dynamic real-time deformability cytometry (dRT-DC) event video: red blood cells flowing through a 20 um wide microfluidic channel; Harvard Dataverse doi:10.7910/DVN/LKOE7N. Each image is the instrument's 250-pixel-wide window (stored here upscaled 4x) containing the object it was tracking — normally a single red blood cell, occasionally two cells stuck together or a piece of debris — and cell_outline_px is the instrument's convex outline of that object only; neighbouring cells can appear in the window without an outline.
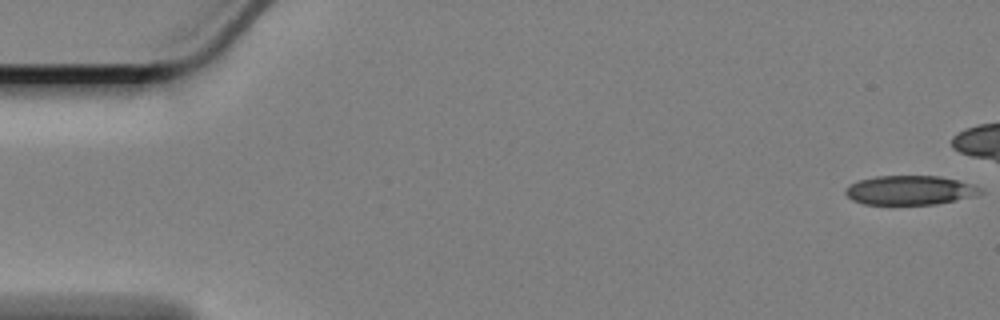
{"species": "Egyptian fruit bat (a non-hibernating species)", "species_latin": "Rousettus aegyptiacus", "temperature_condition": "cold", "stored_images_in_passage": 47, "camera_frame_rate_fps": 3000, "um_per_image_px": 0.085, "animal": {"sex": "female"}, "frame": {"image": 1, "passage_image": 1, "time_ms": 0.0, "image_size_px": [1000, 320], "cell_outline_px": [[984, 192], [976, 196], [936, 204], [864, 204], [852, 200], [844, 192], [844, 188], [848, 184], [860, 180], [876, 176], [940, 176], [972, 184], [984, 188]], "centroid_in_image_um": [77.36, 16.17], "position_along_channel_um": 7.6, "area_um2": 23.12}}
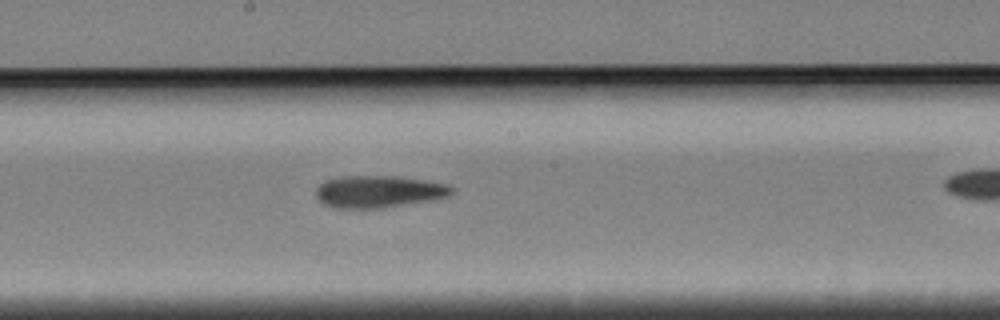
{"frame": {"image": 2, "passage_image": 31, "time_ms": 10.0, "image_size_px": [1000, 320], "cell_outline_px": [[456, 188], [448, 196], [432, 200], [380, 208], [336, 208], [324, 204], [316, 196], [316, 188], [324, 180], [340, 176], [396, 176], [424, 180], [448, 184]], "centroid_in_image_um": [32.19, 16.28], "position_along_channel_um": 216.0, "area_um2": 25.43}}
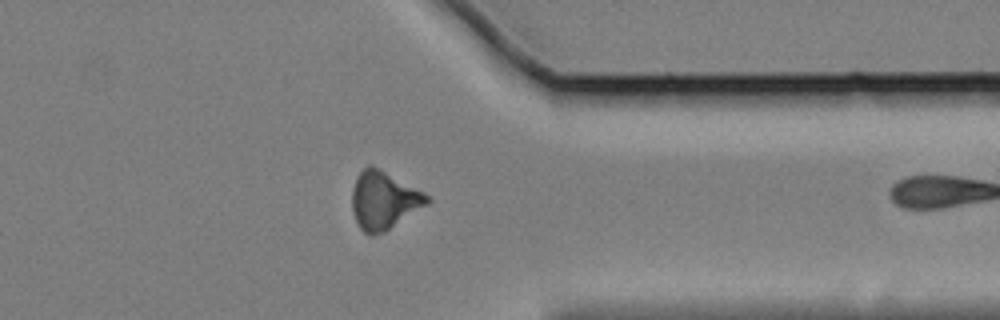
{"frame": {"image": 3, "passage_image": 46, "time_ms": 15.0, "image_size_px": [1000, 320], "cell_outline_px": [[432, 200], [428, 204], [384, 232], [372, 236], [364, 232], [360, 228], [356, 220], [352, 208], [352, 188], [356, 176], [368, 164], [372, 164], [432, 196]], "centroid_in_image_um": [32.63, 17.01], "position_along_channel_um": 378.8, "area_um2": 25.49}}